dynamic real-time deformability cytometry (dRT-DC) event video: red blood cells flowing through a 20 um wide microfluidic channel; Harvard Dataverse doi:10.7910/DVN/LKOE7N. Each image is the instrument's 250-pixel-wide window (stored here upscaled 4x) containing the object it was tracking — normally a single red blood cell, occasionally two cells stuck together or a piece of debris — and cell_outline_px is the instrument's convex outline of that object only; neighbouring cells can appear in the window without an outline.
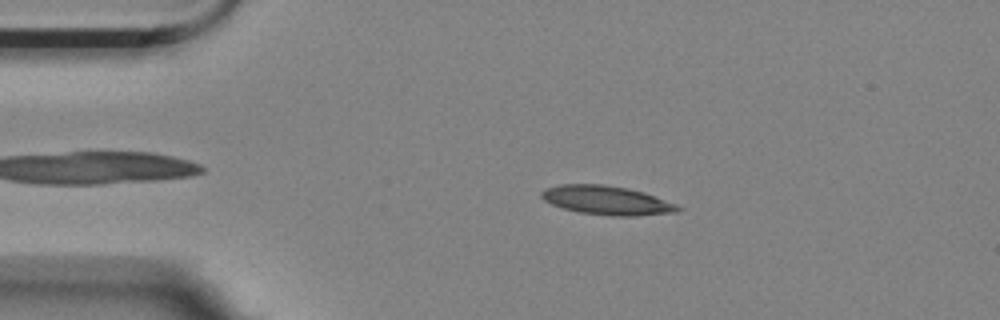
{"species": "Egyptian fruit bat (a non-hibernating species)", "species_latin": "Rousettus aegyptiacus", "temperature_condition": "room temperature", "stored_images_in_passage": 4, "camera_frame_rate_fps": 3000, "um_per_image_px": 0.085, "animal": {"sex": "female"}, "frame": {"image": 1, "passage_image": 2, "time_ms": 0.333, "image_size_px": [1000, 320], "cell_outline_px": [[684, 208], [676, 212], [636, 216], [612, 216], [580, 212], [564, 208], [552, 204], [544, 200], [540, 196], [540, 192], [548, 188], [560, 184], [604, 184], [628, 188], [644, 192], [676, 204]], "centroid_in_image_um": [51.6, 17.02], "position_along_channel_um": 33.4, "area_um2": 22.95}}
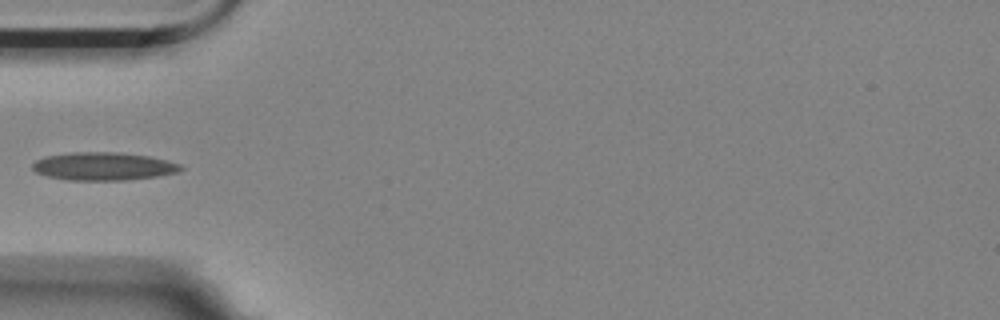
{"frame": {"image": 2, "passage_image": 4, "time_ms": 1.0, "image_size_px": [1000, 320], "cell_outline_px": [[184, 168], [176, 172], [156, 176], [128, 180], [68, 180], [48, 176], [36, 172], [32, 168], [32, 164], [36, 160], [48, 156], [72, 152], [116, 152], [148, 156], [184, 164]], "centroid_in_image_um": [8.81, 14.13], "position_along_channel_um": 76.2, "area_um2": 24.1}}